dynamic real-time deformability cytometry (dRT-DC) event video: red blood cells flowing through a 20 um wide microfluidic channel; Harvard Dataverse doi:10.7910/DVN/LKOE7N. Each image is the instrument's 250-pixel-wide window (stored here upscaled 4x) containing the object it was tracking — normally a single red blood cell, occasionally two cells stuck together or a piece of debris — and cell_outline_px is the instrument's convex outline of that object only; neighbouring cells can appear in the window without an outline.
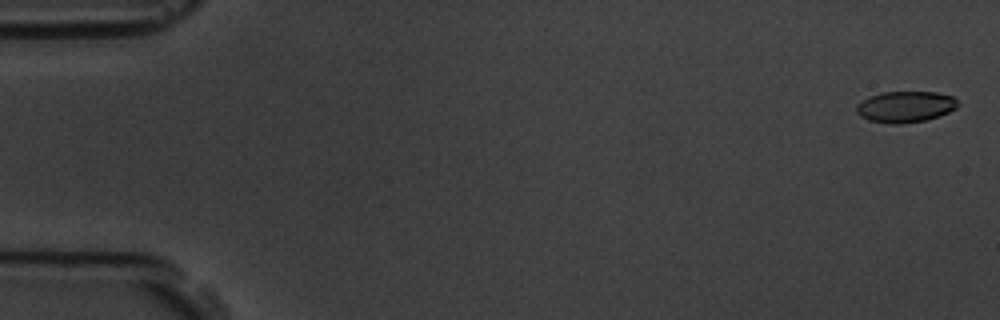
{"species": "common noctule bat (a hibernating species)", "species_latin": "Nyctalus noctula", "temperature_condition": "room temperature", "stored_images_in_passage": 5, "camera_frame_rate_fps": 3000, "um_per_image_px": 0.085, "animal": {"sex": "male", "body_mass_g": 19.5, "forearm_length_mm": 54.6}, "frame": {"image": 1, "passage_image": 1, "time_ms": 0.0, "image_size_px": [1000, 320], "cell_outline_px": [[960, 104], [956, 108], [948, 112], [924, 120], [900, 124], [892, 124], [868, 120], [860, 116], [856, 112], [856, 104], [880, 92], [936, 92], [952, 96]], "centroid_in_image_um": [76.94, 9.07], "position_along_channel_um": 8.1, "area_um2": 18.26}}
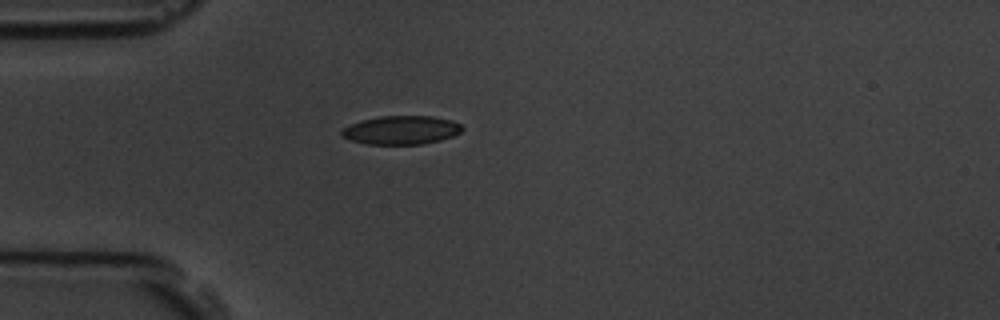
{"frame": {"image": 2, "passage_image": 5, "time_ms": 4.667, "image_size_px": [1000, 320], "cell_outline_px": [[464, 128], [460, 132], [452, 136], [440, 140], [420, 144], [364, 144], [340, 136], [340, 128], [360, 120], [380, 116], [432, 116], [452, 120], [460, 124]], "centroid_in_image_um": [34.06, 11.05], "position_along_channel_um": 50.9, "area_um2": 20.23}}